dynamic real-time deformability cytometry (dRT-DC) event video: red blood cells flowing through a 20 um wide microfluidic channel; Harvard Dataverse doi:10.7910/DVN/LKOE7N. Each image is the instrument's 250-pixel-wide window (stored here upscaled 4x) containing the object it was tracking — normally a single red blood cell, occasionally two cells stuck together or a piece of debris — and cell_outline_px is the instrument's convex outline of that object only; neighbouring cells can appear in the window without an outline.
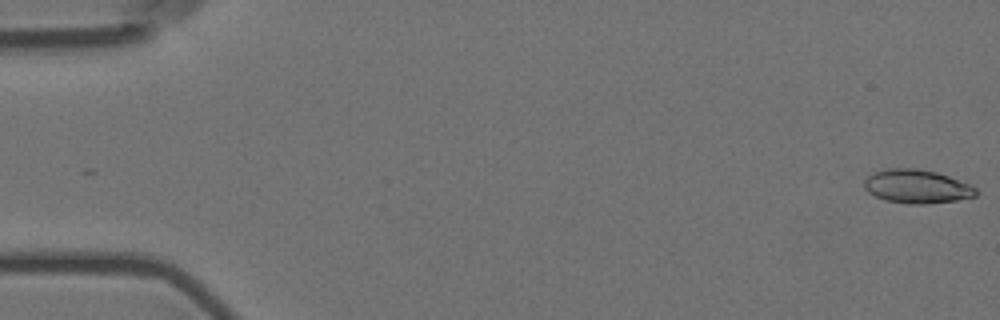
{"species": "Egyptian fruit bat (a non-hibernating species)", "species_latin": "Rousettus aegyptiacus", "temperature_condition": "room temperature", "stored_images_in_passage": 57, "camera_frame_rate_fps": 3000, "um_per_image_px": 0.085, "animal": {"sex": "female"}, "frame": {"image": 1, "passage_image": 1, "time_ms": 0.0, "image_size_px": [1000, 320], "cell_outline_px": [[976, 196], [956, 200], [924, 204], [908, 204], [884, 200], [868, 192], [864, 188], [864, 180], [872, 172], [888, 168], [916, 168], [936, 172], [948, 176], [968, 184], [976, 188]], "centroid_in_image_um": [77.88, 15.85], "position_along_channel_um": 7.1, "area_um2": 21.85}}
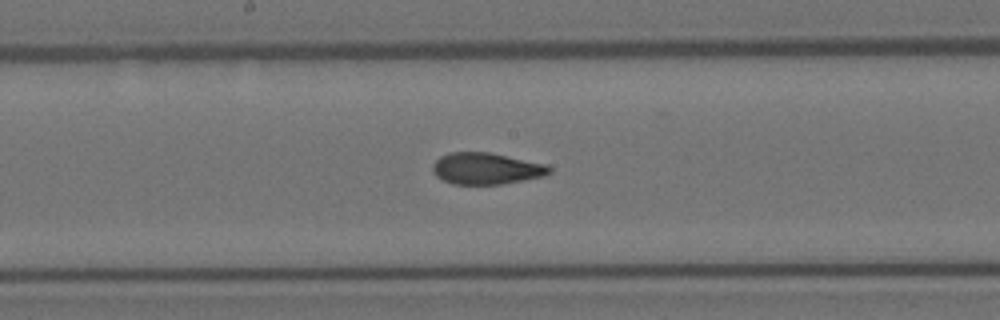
{"frame": {"image": 2, "passage_image": 30, "time_ms": 9.667, "image_size_px": [1000, 320], "cell_outline_px": [[552, 172], [544, 176], [524, 180], [500, 184], [452, 184], [436, 176], [432, 172], [432, 164], [440, 156], [448, 152], [488, 152], [548, 164], [552, 168]], "centroid_in_image_um": [41.34, 14.32], "position_along_channel_um": 206.9, "area_um2": 21.62}}
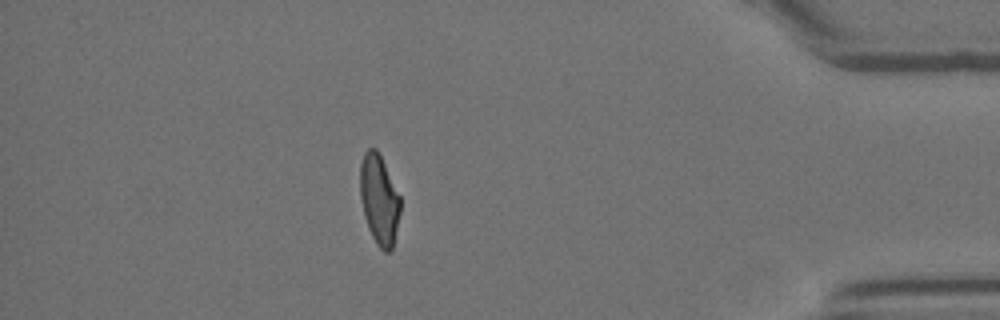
{"frame": {"image": 3, "passage_image": 50, "time_ms": 16.333, "image_size_px": [1000, 320], "cell_outline_px": [[400, 212], [392, 248], [388, 252], [384, 252], [376, 244], [368, 228], [364, 216], [360, 196], [360, 164], [364, 152], [368, 148], [376, 148], [400, 196]], "centroid_in_image_um": [32.21, 16.97], "position_along_channel_um": 403.0, "area_um2": 20.87}, "authors_computed_cell_mechanics": {"area_um2": 21.7328, "velocity_mm_per_s": 3.5915, "shape_relaxation_time_tau1_ms": 11.2089, "shape_relaxation_time_tau2_ms": 1.8016, "deformation_change_tau1": 0.2762, "deformation_change_tau2": 0.0904}}